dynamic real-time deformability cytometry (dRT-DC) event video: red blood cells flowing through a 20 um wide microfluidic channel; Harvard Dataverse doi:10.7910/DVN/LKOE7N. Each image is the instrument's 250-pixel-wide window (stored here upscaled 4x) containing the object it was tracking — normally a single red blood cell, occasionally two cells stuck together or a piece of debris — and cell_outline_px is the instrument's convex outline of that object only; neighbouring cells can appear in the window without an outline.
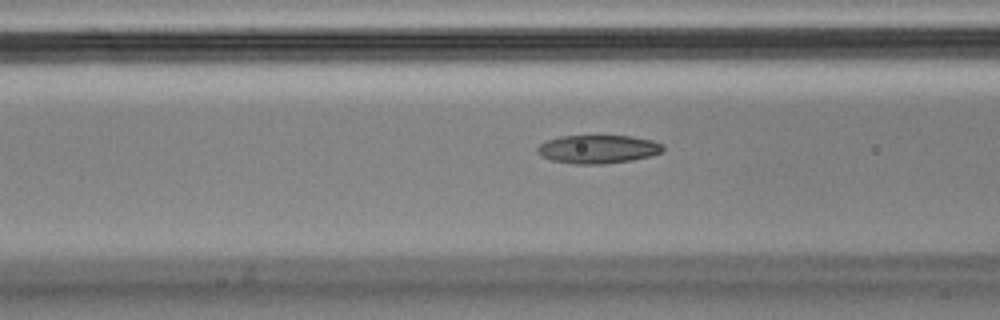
{"species": "Egyptian fruit bat (a non-hibernating species)", "species_latin": "Rousettus aegyptiacus", "temperature_condition": "cold", "stored_images_in_passage": 40, "camera_frame_rate_fps": 3000, "um_per_image_px": 0.085, "animal": {"sex": "male"}, "frame": {"image": 1, "passage_image": 7, "time_ms": 2.0, "image_size_px": [1000, 320], "cell_outline_px": [[664, 148], [660, 152], [648, 156], [632, 160], [604, 164], [576, 164], [552, 160], [540, 156], [536, 152], [536, 148], [540, 144], [548, 140], [560, 136], [632, 136], [652, 140], [660, 144]], "centroid_in_image_um": [50.78, 12.68], "position_along_channel_um": 115.8, "area_um2": 20.63}}
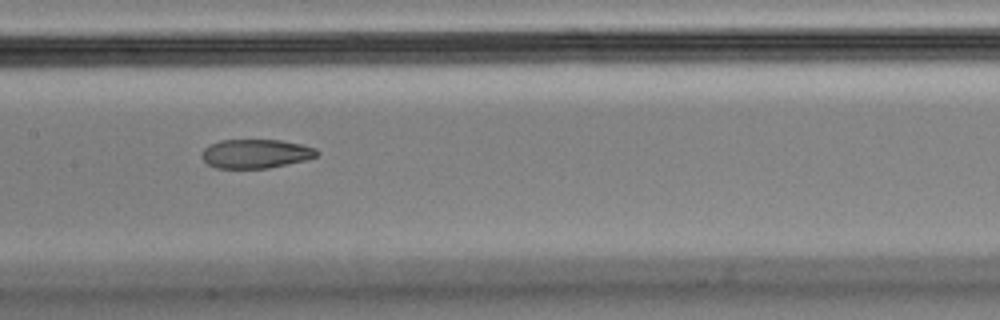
{"frame": {"image": 2, "passage_image": 13, "time_ms": 4.0, "image_size_px": [1000, 320], "cell_outline_px": [[320, 152], [316, 156], [304, 160], [268, 168], [216, 168], [208, 164], [200, 156], [200, 152], [208, 144], [220, 140], [280, 140], [300, 144], [316, 148]], "centroid_in_image_um": [21.69, 13.06], "position_along_channel_um": 185.7, "area_um2": 19.48}}
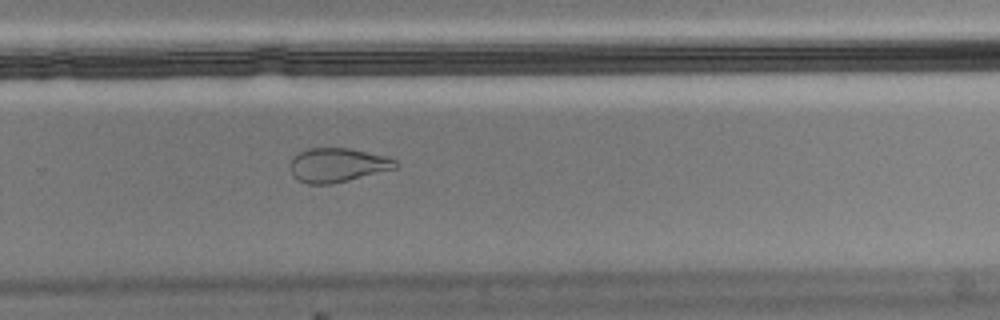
{"frame": {"image": 3, "passage_image": 23, "time_ms": 7.333, "image_size_px": [1000, 320], "cell_outline_px": [[400, 164], [396, 168], [332, 184], [308, 184], [296, 180], [292, 176], [288, 168], [288, 164], [292, 156], [308, 148], [348, 148], [384, 156], [396, 160]], "centroid_in_image_um": [28.61, 14.04], "position_along_channel_um": 301.2, "area_um2": 21.1}}